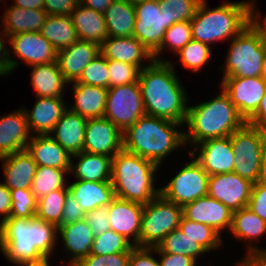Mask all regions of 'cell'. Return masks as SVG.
<instances>
[{
    "mask_svg": "<svg viewBox=\"0 0 266 266\" xmlns=\"http://www.w3.org/2000/svg\"><path fill=\"white\" fill-rule=\"evenodd\" d=\"M147 64L138 77L146 115L185 125L188 98L175 73L174 63L153 60Z\"/></svg>",
    "mask_w": 266,
    "mask_h": 266,
    "instance_id": "obj_1",
    "label": "cell"
},
{
    "mask_svg": "<svg viewBox=\"0 0 266 266\" xmlns=\"http://www.w3.org/2000/svg\"><path fill=\"white\" fill-rule=\"evenodd\" d=\"M58 227L50 222L9 217L0 223V249L14 265L51 256Z\"/></svg>",
    "mask_w": 266,
    "mask_h": 266,
    "instance_id": "obj_2",
    "label": "cell"
},
{
    "mask_svg": "<svg viewBox=\"0 0 266 266\" xmlns=\"http://www.w3.org/2000/svg\"><path fill=\"white\" fill-rule=\"evenodd\" d=\"M184 124L144 115L123 132V150L148 159L159 167L164 158L179 147H185ZM177 128V129H176Z\"/></svg>",
    "mask_w": 266,
    "mask_h": 266,
    "instance_id": "obj_3",
    "label": "cell"
},
{
    "mask_svg": "<svg viewBox=\"0 0 266 266\" xmlns=\"http://www.w3.org/2000/svg\"><path fill=\"white\" fill-rule=\"evenodd\" d=\"M245 123L229 96L221 90L220 94L210 101L188 106L185 145H196L207 139L231 136Z\"/></svg>",
    "mask_w": 266,
    "mask_h": 266,
    "instance_id": "obj_4",
    "label": "cell"
},
{
    "mask_svg": "<svg viewBox=\"0 0 266 266\" xmlns=\"http://www.w3.org/2000/svg\"><path fill=\"white\" fill-rule=\"evenodd\" d=\"M256 4L252 1L225 2L208 9L202 0L195 16L190 20L192 39L204 44L233 39L250 24V10Z\"/></svg>",
    "mask_w": 266,
    "mask_h": 266,
    "instance_id": "obj_5",
    "label": "cell"
},
{
    "mask_svg": "<svg viewBox=\"0 0 266 266\" xmlns=\"http://www.w3.org/2000/svg\"><path fill=\"white\" fill-rule=\"evenodd\" d=\"M159 166L136 154L121 150L112 158L111 184L115 197L146 204L160 194L156 189Z\"/></svg>",
    "mask_w": 266,
    "mask_h": 266,
    "instance_id": "obj_6",
    "label": "cell"
},
{
    "mask_svg": "<svg viewBox=\"0 0 266 266\" xmlns=\"http://www.w3.org/2000/svg\"><path fill=\"white\" fill-rule=\"evenodd\" d=\"M230 42L223 78L263 76L265 39L260 33L249 24Z\"/></svg>",
    "mask_w": 266,
    "mask_h": 266,
    "instance_id": "obj_7",
    "label": "cell"
},
{
    "mask_svg": "<svg viewBox=\"0 0 266 266\" xmlns=\"http://www.w3.org/2000/svg\"><path fill=\"white\" fill-rule=\"evenodd\" d=\"M230 140L235 159L233 172L252 183L261 181L266 134L259 128L245 123L234 131Z\"/></svg>",
    "mask_w": 266,
    "mask_h": 266,
    "instance_id": "obj_8",
    "label": "cell"
},
{
    "mask_svg": "<svg viewBox=\"0 0 266 266\" xmlns=\"http://www.w3.org/2000/svg\"><path fill=\"white\" fill-rule=\"evenodd\" d=\"M181 217L182 207L161 194L144 204L139 246L157 247L167 234L178 228Z\"/></svg>",
    "mask_w": 266,
    "mask_h": 266,
    "instance_id": "obj_9",
    "label": "cell"
},
{
    "mask_svg": "<svg viewBox=\"0 0 266 266\" xmlns=\"http://www.w3.org/2000/svg\"><path fill=\"white\" fill-rule=\"evenodd\" d=\"M146 115L139 82L108 88L104 116L122 133Z\"/></svg>",
    "mask_w": 266,
    "mask_h": 266,
    "instance_id": "obj_10",
    "label": "cell"
},
{
    "mask_svg": "<svg viewBox=\"0 0 266 266\" xmlns=\"http://www.w3.org/2000/svg\"><path fill=\"white\" fill-rule=\"evenodd\" d=\"M192 158L167 185L160 188V194L166 200L181 207L206 196L208 191L209 175L193 156Z\"/></svg>",
    "mask_w": 266,
    "mask_h": 266,
    "instance_id": "obj_11",
    "label": "cell"
},
{
    "mask_svg": "<svg viewBox=\"0 0 266 266\" xmlns=\"http://www.w3.org/2000/svg\"><path fill=\"white\" fill-rule=\"evenodd\" d=\"M221 80L220 87L247 121L257 111L266 93V77H224Z\"/></svg>",
    "mask_w": 266,
    "mask_h": 266,
    "instance_id": "obj_12",
    "label": "cell"
},
{
    "mask_svg": "<svg viewBox=\"0 0 266 266\" xmlns=\"http://www.w3.org/2000/svg\"><path fill=\"white\" fill-rule=\"evenodd\" d=\"M133 6L136 15L133 37L153 54L167 30L166 18L161 13L158 0H145Z\"/></svg>",
    "mask_w": 266,
    "mask_h": 266,
    "instance_id": "obj_13",
    "label": "cell"
},
{
    "mask_svg": "<svg viewBox=\"0 0 266 266\" xmlns=\"http://www.w3.org/2000/svg\"><path fill=\"white\" fill-rule=\"evenodd\" d=\"M253 184L237 173L211 175L207 195L222 202L232 212L248 206Z\"/></svg>",
    "mask_w": 266,
    "mask_h": 266,
    "instance_id": "obj_14",
    "label": "cell"
},
{
    "mask_svg": "<svg viewBox=\"0 0 266 266\" xmlns=\"http://www.w3.org/2000/svg\"><path fill=\"white\" fill-rule=\"evenodd\" d=\"M123 149V133L107 118L87 119L83 151L113 158Z\"/></svg>",
    "mask_w": 266,
    "mask_h": 266,
    "instance_id": "obj_15",
    "label": "cell"
},
{
    "mask_svg": "<svg viewBox=\"0 0 266 266\" xmlns=\"http://www.w3.org/2000/svg\"><path fill=\"white\" fill-rule=\"evenodd\" d=\"M193 147L199 155L196 156V151L191 150L190 156L201 164L209 176L233 172L235 159L230 136L207 139Z\"/></svg>",
    "mask_w": 266,
    "mask_h": 266,
    "instance_id": "obj_16",
    "label": "cell"
},
{
    "mask_svg": "<svg viewBox=\"0 0 266 266\" xmlns=\"http://www.w3.org/2000/svg\"><path fill=\"white\" fill-rule=\"evenodd\" d=\"M107 207L110 228L139 246L144 204L115 197Z\"/></svg>",
    "mask_w": 266,
    "mask_h": 266,
    "instance_id": "obj_17",
    "label": "cell"
},
{
    "mask_svg": "<svg viewBox=\"0 0 266 266\" xmlns=\"http://www.w3.org/2000/svg\"><path fill=\"white\" fill-rule=\"evenodd\" d=\"M8 39L15 56L29 66L57 61L56 49L40 32L15 34Z\"/></svg>",
    "mask_w": 266,
    "mask_h": 266,
    "instance_id": "obj_18",
    "label": "cell"
},
{
    "mask_svg": "<svg viewBox=\"0 0 266 266\" xmlns=\"http://www.w3.org/2000/svg\"><path fill=\"white\" fill-rule=\"evenodd\" d=\"M232 211L222 202L206 195L182 207V216L190 221L204 223L220 235L222 230H230Z\"/></svg>",
    "mask_w": 266,
    "mask_h": 266,
    "instance_id": "obj_19",
    "label": "cell"
},
{
    "mask_svg": "<svg viewBox=\"0 0 266 266\" xmlns=\"http://www.w3.org/2000/svg\"><path fill=\"white\" fill-rule=\"evenodd\" d=\"M100 54V45L78 40L70 47L57 51V63L64 78L70 83L76 81L84 68Z\"/></svg>",
    "mask_w": 266,
    "mask_h": 266,
    "instance_id": "obj_20",
    "label": "cell"
},
{
    "mask_svg": "<svg viewBox=\"0 0 266 266\" xmlns=\"http://www.w3.org/2000/svg\"><path fill=\"white\" fill-rule=\"evenodd\" d=\"M31 137L23 108L1 116L0 157L26 149Z\"/></svg>",
    "mask_w": 266,
    "mask_h": 266,
    "instance_id": "obj_21",
    "label": "cell"
},
{
    "mask_svg": "<svg viewBox=\"0 0 266 266\" xmlns=\"http://www.w3.org/2000/svg\"><path fill=\"white\" fill-rule=\"evenodd\" d=\"M230 232L234 238L247 240V243L249 240L244 260H259L262 257V247L259 249L256 244L250 242H259L258 238L266 233V222L248 207L233 211Z\"/></svg>",
    "mask_w": 266,
    "mask_h": 266,
    "instance_id": "obj_22",
    "label": "cell"
},
{
    "mask_svg": "<svg viewBox=\"0 0 266 266\" xmlns=\"http://www.w3.org/2000/svg\"><path fill=\"white\" fill-rule=\"evenodd\" d=\"M100 53L107 60L126 62L137 66L140 70L148 66L143 60L153 61V55L135 37H111L109 36L101 45Z\"/></svg>",
    "mask_w": 266,
    "mask_h": 266,
    "instance_id": "obj_23",
    "label": "cell"
},
{
    "mask_svg": "<svg viewBox=\"0 0 266 266\" xmlns=\"http://www.w3.org/2000/svg\"><path fill=\"white\" fill-rule=\"evenodd\" d=\"M63 98L38 97L32 111L23 109L30 132L34 135H48L62 117L68 106Z\"/></svg>",
    "mask_w": 266,
    "mask_h": 266,
    "instance_id": "obj_24",
    "label": "cell"
},
{
    "mask_svg": "<svg viewBox=\"0 0 266 266\" xmlns=\"http://www.w3.org/2000/svg\"><path fill=\"white\" fill-rule=\"evenodd\" d=\"M86 122V118L67 108L49 135L70 155L81 153L83 152Z\"/></svg>",
    "mask_w": 266,
    "mask_h": 266,
    "instance_id": "obj_25",
    "label": "cell"
},
{
    "mask_svg": "<svg viewBox=\"0 0 266 266\" xmlns=\"http://www.w3.org/2000/svg\"><path fill=\"white\" fill-rule=\"evenodd\" d=\"M3 162L4 185L10 189L31 188L37 164L27 149L0 157Z\"/></svg>",
    "mask_w": 266,
    "mask_h": 266,
    "instance_id": "obj_26",
    "label": "cell"
},
{
    "mask_svg": "<svg viewBox=\"0 0 266 266\" xmlns=\"http://www.w3.org/2000/svg\"><path fill=\"white\" fill-rule=\"evenodd\" d=\"M57 227L64 242L63 248H65L66 254H72L67 266L75 265L80 259L90 254L94 234L85 218L72 224L58 225Z\"/></svg>",
    "mask_w": 266,
    "mask_h": 266,
    "instance_id": "obj_27",
    "label": "cell"
},
{
    "mask_svg": "<svg viewBox=\"0 0 266 266\" xmlns=\"http://www.w3.org/2000/svg\"><path fill=\"white\" fill-rule=\"evenodd\" d=\"M27 151L37 166H46L70 171L71 155L49 134L32 135Z\"/></svg>",
    "mask_w": 266,
    "mask_h": 266,
    "instance_id": "obj_28",
    "label": "cell"
},
{
    "mask_svg": "<svg viewBox=\"0 0 266 266\" xmlns=\"http://www.w3.org/2000/svg\"><path fill=\"white\" fill-rule=\"evenodd\" d=\"M68 189L85 213L108 206L115 198L111 182L77 180L69 184Z\"/></svg>",
    "mask_w": 266,
    "mask_h": 266,
    "instance_id": "obj_29",
    "label": "cell"
},
{
    "mask_svg": "<svg viewBox=\"0 0 266 266\" xmlns=\"http://www.w3.org/2000/svg\"><path fill=\"white\" fill-rule=\"evenodd\" d=\"M74 104L70 111L86 119L101 118L104 116L108 89L101 86L73 83Z\"/></svg>",
    "mask_w": 266,
    "mask_h": 266,
    "instance_id": "obj_30",
    "label": "cell"
},
{
    "mask_svg": "<svg viewBox=\"0 0 266 266\" xmlns=\"http://www.w3.org/2000/svg\"><path fill=\"white\" fill-rule=\"evenodd\" d=\"M70 18L79 40L101 45L109 37L105 17L102 13L79 4L70 13Z\"/></svg>",
    "mask_w": 266,
    "mask_h": 266,
    "instance_id": "obj_31",
    "label": "cell"
},
{
    "mask_svg": "<svg viewBox=\"0 0 266 266\" xmlns=\"http://www.w3.org/2000/svg\"><path fill=\"white\" fill-rule=\"evenodd\" d=\"M30 67L33 68L31 71V85L36 91V98H64L63 92L69 82L61 73L57 61Z\"/></svg>",
    "mask_w": 266,
    "mask_h": 266,
    "instance_id": "obj_32",
    "label": "cell"
},
{
    "mask_svg": "<svg viewBox=\"0 0 266 266\" xmlns=\"http://www.w3.org/2000/svg\"><path fill=\"white\" fill-rule=\"evenodd\" d=\"M72 157L79 159L77 163ZM74 163V164H73ZM112 158L109 156L81 152L71 155L69 173L77 180L111 182Z\"/></svg>",
    "mask_w": 266,
    "mask_h": 266,
    "instance_id": "obj_33",
    "label": "cell"
},
{
    "mask_svg": "<svg viewBox=\"0 0 266 266\" xmlns=\"http://www.w3.org/2000/svg\"><path fill=\"white\" fill-rule=\"evenodd\" d=\"M48 14L41 9H25L14 5L9 6L2 16L3 30L9 36L40 32Z\"/></svg>",
    "mask_w": 266,
    "mask_h": 266,
    "instance_id": "obj_34",
    "label": "cell"
},
{
    "mask_svg": "<svg viewBox=\"0 0 266 266\" xmlns=\"http://www.w3.org/2000/svg\"><path fill=\"white\" fill-rule=\"evenodd\" d=\"M106 27L111 37L133 36L135 9L125 0H115L104 12Z\"/></svg>",
    "mask_w": 266,
    "mask_h": 266,
    "instance_id": "obj_35",
    "label": "cell"
},
{
    "mask_svg": "<svg viewBox=\"0 0 266 266\" xmlns=\"http://www.w3.org/2000/svg\"><path fill=\"white\" fill-rule=\"evenodd\" d=\"M40 33L56 51L70 47L79 40L70 15H48Z\"/></svg>",
    "mask_w": 266,
    "mask_h": 266,
    "instance_id": "obj_36",
    "label": "cell"
},
{
    "mask_svg": "<svg viewBox=\"0 0 266 266\" xmlns=\"http://www.w3.org/2000/svg\"><path fill=\"white\" fill-rule=\"evenodd\" d=\"M155 253L186 255L197 262L199 256L208 252L197 241H194L177 228L167 234L155 247Z\"/></svg>",
    "mask_w": 266,
    "mask_h": 266,
    "instance_id": "obj_37",
    "label": "cell"
},
{
    "mask_svg": "<svg viewBox=\"0 0 266 266\" xmlns=\"http://www.w3.org/2000/svg\"><path fill=\"white\" fill-rule=\"evenodd\" d=\"M68 173L69 170L37 166L31 186L33 194L39 199L52 191L68 189L64 178Z\"/></svg>",
    "mask_w": 266,
    "mask_h": 266,
    "instance_id": "obj_38",
    "label": "cell"
},
{
    "mask_svg": "<svg viewBox=\"0 0 266 266\" xmlns=\"http://www.w3.org/2000/svg\"><path fill=\"white\" fill-rule=\"evenodd\" d=\"M69 189H58L37 199L35 218L58 226Z\"/></svg>",
    "mask_w": 266,
    "mask_h": 266,
    "instance_id": "obj_39",
    "label": "cell"
},
{
    "mask_svg": "<svg viewBox=\"0 0 266 266\" xmlns=\"http://www.w3.org/2000/svg\"><path fill=\"white\" fill-rule=\"evenodd\" d=\"M178 228L188 237L197 241L207 252L219 249L222 244L221 235L204 223L190 221L181 217Z\"/></svg>",
    "mask_w": 266,
    "mask_h": 266,
    "instance_id": "obj_40",
    "label": "cell"
},
{
    "mask_svg": "<svg viewBox=\"0 0 266 266\" xmlns=\"http://www.w3.org/2000/svg\"><path fill=\"white\" fill-rule=\"evenodd\" d=\"M192 40L191 24L189 21L174 23L164 33L160 47L152 54L155 61H167L160 58L165 48H169L176 54Z\"/></svg>",
    "mask_w": 266,
    "mask_h": 266,
    "instance_id": "obj_41",
    "label": "cell"
},
{
    "mask_svg": "<svg viewBox=\"0 0 266 266\" xmlns=\"http://www.w3.org/2000/svg\"><path fill=\"white\" fill-rule=\"evenodd\" d=\"M202 0H158L162 15L166 18V29L174 23L191 20Z\"/></svg>",
    "mask_w": 266,
    "mask_h": 266,
    "instance_id": "obj_42",
    "label": "cell"
},
{
    "mask_svg": "<svg viewBox=\"0 0 266 266\" xmlns=\"http://www.w3.org/2000/svg\"><path fill=\"white\" fill-rule=\"evenodd\" d=\"M133 246L132 242L122 234L109 229L101 235L94 236L90 254L107 255L119 252H131Z\"/></svg>",
    "mask_w": 266,
    "mask_h": 266,
    "instance_id": "obj_43",
    "label": "cell"
},
{
    "mask_svg": "<svg viewBox=\"0 0 266 266\" xmlns=\"http://www.w3.org/2000/svg\"><path fill=\"white\" fill-rule=\"evenodd\" d=\"M179 60L186 69H191L194 72L200 71L202 66H205L211 58L210 46L200 41L192 39L178 53Z\"/></svg>",
    "mask_w": 266,
    "mask_h": 266,
    "instance_id": "obj_44",
    "label": "cell"
},
{
    "mask_svg": "<svg viewBox=\"0 0 266 266\" xmlns=\"http://www.w3.org/2000/svg\"><path fill=\"white\" fill-rule=\"evenodd\" d=\"M72 83L109 88L108 60L100 53L82 71L80 77Z\"/></svg>",
    "mask_w": 266,
    "mask_h": 266,
    "instance_id": "obj_45",
    "label": "cell"
},
{
    "mask_svg": "<svg viewBox=\"0 0 266 266\" xmlns=\"http://www.w3.org/2000/svg\"><path fill=\"white\" fill-rule=\"evenodd\" d=\"M10 217L34 219L37 210V198L31 188L10 190Z\"/></svg>",
    "mask_w": 266,
    "mask_h": 266,
    "instance_id": "obj_46",
    "label": "cell"
},
{
    "mask_svg": "<svg viewBox=\"0 0 266 266\" xmlns=\"http://www.w3.org/2000/svg\"><path fill=\"white\" fill-rule=\"evenodd\" d=\"M109 88L137 82L140 69L132 64L108 60Z\"/></svg>",
    "mask_w": 266,
    "mask_h": 266,
    "instance_id": "obj_47",
    "label": "cell"
},
{
    "mask_svg": "<svg viewBox=\"0 0 266 266\" xmlns=\"http://www.w3.org/2000/svg\"><path fill=\"white\" fill-rule=\"evenodd\" d=\"M130 252H119L107 255L89 254L73 266H128Z\"/></svg>",
    "mask_w": 266,
    "mask_h": 266,
    "instance_id": "obj_48",
    "label": "cell"
},
{
    "mask_svg": "<svg viewBox=\"0 0 266 266\" xmlns=\"http://www.w3.org/2000/svg\"><path fill=\"white\" fill-rule=\"evenodd\" d=\"M247 207L266 222V184L262 181L253 184Z\"/></svg>",
    "mask_w": 266,
    "mask_h": 266,
    "instance_id": "obj_49",
    "label": "cell"
},
{
    "mask_svg": "<svg viewBox=\"0 0 266 266\" xmlns=\"http://www.w3.org/2000/svg\"><path fill=\"white\" fill-rule=\"evenodd\" d=\"M108 216L109 213L107 206L86 212L85 219L89 223L94 236L101 235L106 230L111 229Z\"/></svg>",
    "mask_w": 266,
    "mask_h": 266,
    "instance_id": "obj_50",
    "label": "cell"
},
{
    "mask_svg": "<svg viewBox=\"0 0 266 266\" xmlns=\"http://www.w3.org/2000/svg\"><path fill=\"white\" fill-rule=\"evenodd\" d=\"M153 252L155 247L133 246L128 266H160V261L152 256Z\"/></svg>",
    "mask_w": 266,
    "mask_h": 266,
    "instance_id": "obj_51",
    "label": "cell"
},
{
    "mask_svg": "<svg viewBox=\"0 0 266 266\" xmlns=\"http://www.w3.org/2000/svg\"><path fill=\"white\" fill-rule=\"evenodd\" d=\"M86 213L79 206V202L70 194L65 199L61 223L59 225H68L85 218Z\"/></svg>",
    "mask_w": 266,
    "mask_h": 266,
    "instance_id": "obj_52",
    "label": "cell"
},
{
    "mask_svg": "<svg viewBox=\"0 0 266 266\" xmlns=\"http://www.w3.org/2000/svg\"><path fill=\"white\" fill-rule=\"evenodd\" d=\"M80 0H44V11L48 15H70Z\"/></svg>",
    "mask_w": 266,
    "mask_h": 266,
    "instance_id": "obj_53",
    "label": "cell"
},
{
    "mask_svg": "<svg viewBox=\"0 0 266 266\" xmlns=\"http://www.w3.org/2000/svg\"><path fill=\"white\" fill-rule=\"evenodd\" d=\"M3 36H5L4 38L6 39L8 38V35L4 32V30L2 31V34L0 32V74L6 76L9 75L10 73H13L11 71H14L19 63L18 59L16 61V59H14L13 56L11 57V51L4 46L5 44L4 41L7 40H5Z\"/></svg>",
    "mask_w": 266,
    "mask_h": 266,
    "instance_id": "obj_54",
    "label": "cell"
},
{
    "mask_svg": "<svg viewBox=\"0 0 266 266\" xmlns=\"http://www.w3.org/2000/svg\"><path fill=\"white\" fill-rule=\"evenodd\" d=\"M161 256L160 266H196V261L186 255L157 253Z\"/></svg>",
    "mask_w": 266,
    "mask_h": 266,
    "instance_id": "obj_55",
    "label": "cell"
},
{
    "mask_svg": "<svg viewBox=\"0 0 266 266\" xmlns=\"http://www.w3.org/2000/svg\"><path fill=\"white\" fill-rule=\"evenodd\" d=\"M246 123L259 128L266 134V93L261 99L257 111L246 121Z\"/></svg>",
    "mask_w": 266,
    "mask_h": 266,
    "instance_id": "obj_56",
    "label": "cell"
},
{
    "mask_svg": "<svg viewBox=\"0 0 266 266\" xmlns=\"http://www.w3.org/2000/svg\"><path fill=\"white\" fill-rule=\"evenodd\" d=\"M11 195L10 189H8L2 182L0 183V214L1 222L10 217L11 211Z\"/></svg>",
    "mask_w": 266,
    "mask_h": 266,
    "instance_id": "obj_57",
    "label": "cell"
},
{
    "mask_svg": "<svg viewBox=\"0 0 266 266\" xmlns=\"http://www.w3.org/2000/svg\"><path fill=\"white\" fill-rule=\"evenodd\" d=\"M257 14V15H256ZM260 13L256 12V7L250 10V24L260 33L266 40V16L263 20L260 18ZM260 18V19H259Z\"/></svg>",
    "mask_w": 266,
    "mask_h": 266,
    "instance_id": "obj_58",
    "label": "cell"
},
{
    "mask_svg": "<svg viewBox=\"0 0 266 266\" xmlns=\"http://www.w3.org/2000/svg\"><path fill=\"white\" fill-rule=\"evenodd\" d=\"M115 0H80V4L93 9L99 13L104 14L105 10L114 2Z\"/></svg>",
    "mask_w": 266,
    "mask_h": 266,
    "instance_id": "obj_59",
    "label": "cell"
},
{
    "mask_svg": "<svg viewBox=\"0 0 266 266\" xmlns=\"http://www.w3.org/2000/svg\"><path fill=\"white\" fill-rule=\"evenodd\" d=\"M14 2V6L17 7L44 10V0H14Z\"/></svg>",
    "mask_w": 266,
    "mask_h": 266,
    "instance_id": "obj_60",
    "label": "cell"
},
{
    "mask_svg": "<svg viewBox=\"0 0 266 266\" xmlns=\"http://www.w3.org/2000/svg\"><path fill=\"white\" fill-rule=\"evenodd\" d=\"M49 258L50 256H44L39 260L36 261H26L20 264H17L18 266H49Z\"/></svg>",
    "mask_w": 266,
    "mask_h": 266,
    "instance_id": "obj_61",
    "label": "cell"
},
{
    "mask_svg": "<svg viewBox=\"0 0 266 266\" xmlns=\"http://www.w3.org/2000/svg\"><path fill=\"white\" fill-rule=\"evenodd\" d=\"M261 181L266 184V140L263 148V163H262V174Z\"/></svg>",
    "mask_w": 266,
    "mask_h": 266,
    "instance_id": "obj_62",
    "label": "cell"
},
{
    "mask_svg": "<svg viewBox=\"0 0 266 266\" xmlns=\"http://www.w3.org/2000/svg\"><path fill=\"white\" fill-rule=\"evenodd\" d=\"M237 266H265L260 260H240Z\"/></svg>",
    "mask_w": 266,
    "mask_h": 266,
    "instance_id": "obj_63",
    "label": "cell"
},
{
    "mask_svg": "<svg viewBox=\"0 0 266 266\" xmlns=\"http://www.w3.org/2000/svg\"><path fill=\"white\" fill-rule=\"evenodd\" d=\"M263 76L266 77V40H265V54L263 58Z\"/></svg>",
    "mask_w": 266,
    "mask_h": 266,
    "instance_id": "obj_64",
    "label": "cell"
},
{
    "mask_svg": "<svg viewBox=\"0 0 266 266\" xmlns=\"http://www.w3.org/2000/svg\"><path fill=\"white\" fill-rule=\"evenodd\" d=\"M259 260L266 266V248L262 249V257Z\"/></svg>",
    "mask_w": 266,
    "mask_h": 266,
    "instance_id": "obj_65",
    "label": "cell"
},
{
    "mask_svg": "<svg viewBox=\"0 0 266 266\" xmlns=\"http://www.w3.org/2000/svg\"><path fill=\"white\" fill-rule=\"evenodd\" d=\"M125 1L128 2L129 4L135 5V4L143 2L145 0H125Z\"/></svg>",
    "mask_w": 266,
    "mask_h": 266,
    "instance_id": "obj_66",
    "label": "cell"
}]
</instances>
